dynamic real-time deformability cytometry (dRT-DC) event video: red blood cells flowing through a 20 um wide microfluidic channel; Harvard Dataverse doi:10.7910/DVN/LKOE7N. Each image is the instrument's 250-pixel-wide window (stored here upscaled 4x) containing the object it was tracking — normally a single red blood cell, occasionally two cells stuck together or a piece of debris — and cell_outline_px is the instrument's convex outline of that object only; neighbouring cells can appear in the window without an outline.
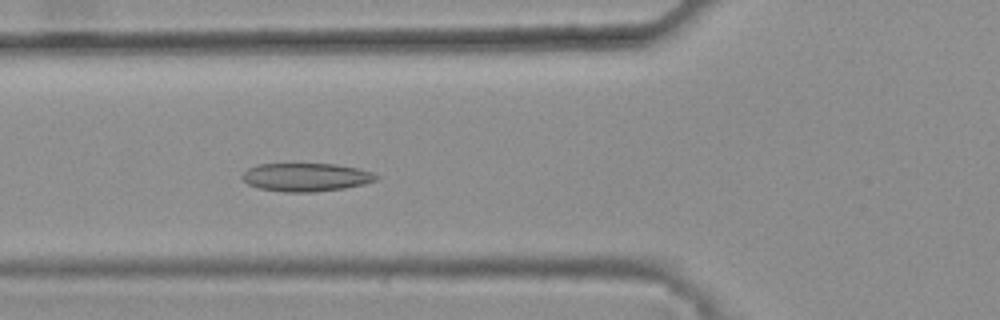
{"species": "common noctule bat (a hibernating species)", "species_latin": "Nyctalus noctula", "temperature_condition": "warm", "stored_images_in_passage": 44, "camera_frame_rate_fps": 3000, "um_per_image_px": 0.085, "animal": {"sex": "female", "body_mass_g": 25.1}, "frame": {"image": 1, "passage_image": 19, "time_ms": 6.0, "image_size_px": [1000, 320], "cell_outline_px": [[380, 176], [376, 180], [364, 184], [344, 188], [316, 192], [284, 192], [260, 188], [248, 184], [240, 176], [248, 168], [256, 164], [336, 164], [356, 168], [372, 172]], "centroid_in_image_um": [26.01, 15.06], "position_along_channel_um": 99.8, "area_um2": 22.08}}
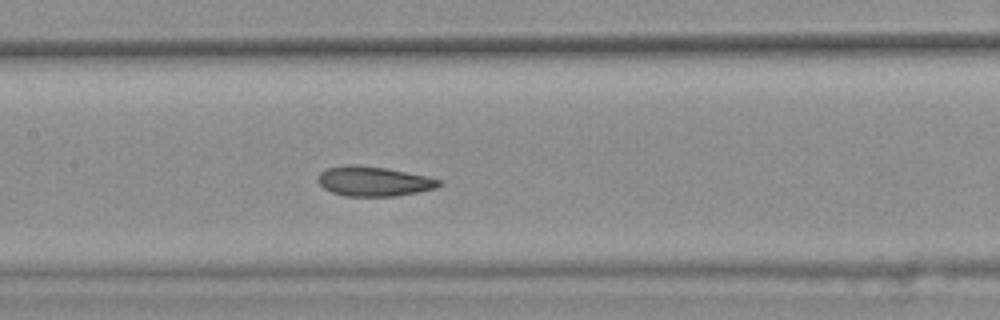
{"frame": {"image": 2, "passage_image": 25, "time_ms": 8.0, "image_size_px": [1000, 320], "cell_outline_px": [[444, 184], [436, 188], [396, 196], [344, 196], [332, 192], [324, 188], [316, 180], [320, 172], [328, 168], [348, 164], [356, 164], [384, 168], [428, 176], [444, 180]], "centroid_in_image_um": [31.79, 15.41], "position_along_channel_um": 175.6, "area_um2": 21.1}}
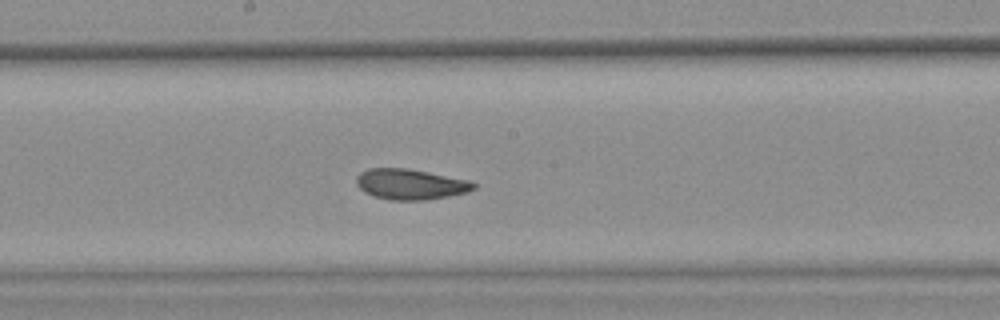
{"frame": {"image": 3, "passage_image": 28, "time_ms": 9.0, "image_size_px": [1000, 320], "cell_outline_px": [[476, 188], [468, 192], [448, 196], [424, 200], [392, 200], [376, 196], [364, 192], [356, 184], [356, 176], [360, 172], [368, 168], [408, 168], [468, 180], [476, 184]], "centroid_in_image_um": [34.87, 15.65], "position_along_channel_um": 213.3, "area_um2": 20.81}, "authors_computed_cell_mechanics": {"area_um2": 21.7906, "velocity_mm_per_s": 3.7827, "shape_relaxation_time_tau1_ms": null, "shape_relaxation_time_tau2_ms": 1.6084, "deformation_change_tau1": null, "deformation_change_tau2": 0.0671}}